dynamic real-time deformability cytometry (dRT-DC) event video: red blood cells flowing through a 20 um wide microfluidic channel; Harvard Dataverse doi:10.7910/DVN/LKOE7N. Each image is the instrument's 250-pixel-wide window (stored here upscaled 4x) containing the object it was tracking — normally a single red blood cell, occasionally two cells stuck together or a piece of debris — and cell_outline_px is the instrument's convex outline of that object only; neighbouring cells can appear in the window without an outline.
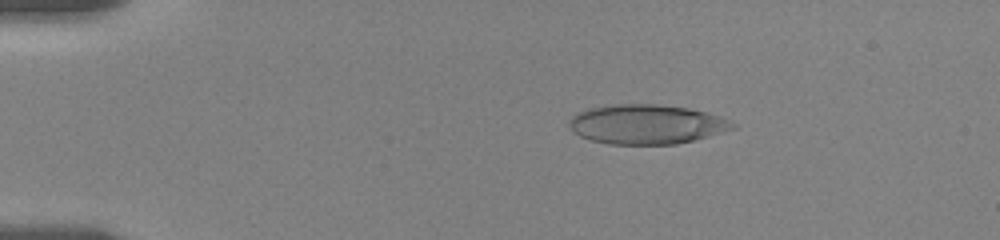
{"species": "human", "species_latin": "Homo sapiens", "temperature_condition": "room temperature", "stored_images_in_passage": 9, "camera_frame_rate_fps": 3000, "um_per_image_px": 0.085, "donor": {"sex": "female"}, "frame": {"image": 1, "passage_image": 4, "time_ms": 1.667, "image_size_px": [1000, 240], "cell_outline_px": [[740, 124], [736, 128], [708, 136], [676, 144], [608, 144], [592, 140], [580, 136], [572, 132], [568, 124], [568, 120], [576, 112], [588, 108], [616, 104], [656, 104], [688, 108], [720, 116]], "centroid_in_image_um": [54.94, 10.56], "position_along_channel_um": 30.1, "area_um2": 37.8}}
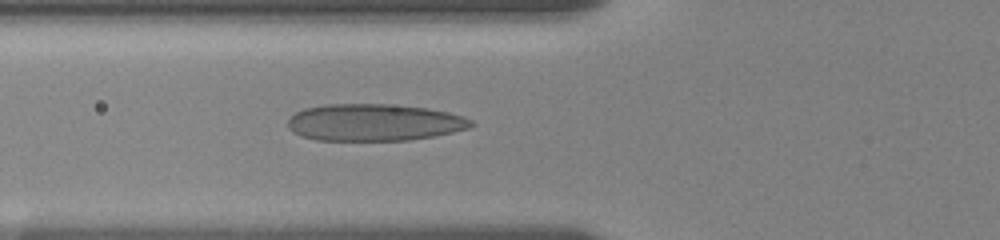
{"frame": {"image": 2, "passage_image": 9, "time_ms": 5.333, "image_size_px": [1000, 240], "cell_outline_px": [[476, 124], [468, 128], [452, 132], [432, 136], [408, 140], [316, 140], [300, 136], [292, 132], [288, 128], [288, 120], [296, 112], [304, 108], [324, 104], [388, 104], [428, 108], [448, 112], [464, 116], [472, 120]], "centroid_in_image_um": [31.79, 10.4], "position_along_channel_um": 94.0, "area_um2": 39.59}}